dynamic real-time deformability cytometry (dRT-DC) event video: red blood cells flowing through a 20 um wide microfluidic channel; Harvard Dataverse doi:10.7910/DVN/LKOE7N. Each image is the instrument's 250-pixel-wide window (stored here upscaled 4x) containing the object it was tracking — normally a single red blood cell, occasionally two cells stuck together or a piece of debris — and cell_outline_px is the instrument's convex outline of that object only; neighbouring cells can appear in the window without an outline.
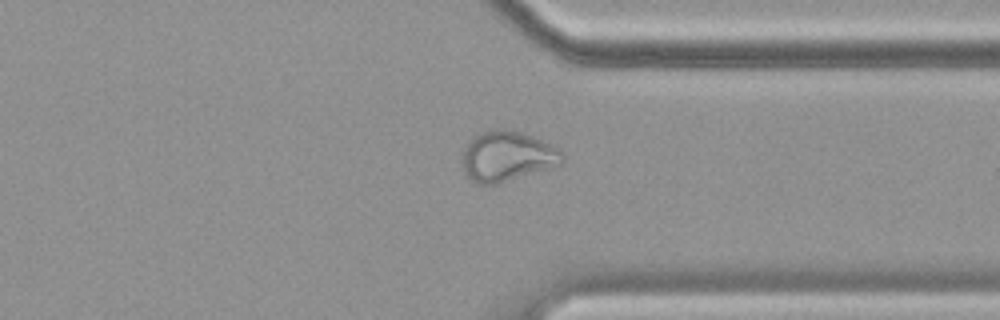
{"species": "common noctule bat (a hibernating species)", "species_latin": "Nyctalus noctula", "temperature_condition": "cold", "stored_images_in_passage": 42, "camera_frame_rate_fps": 3000, "um_per_image_px": 0.085, "animal": {"sex": "female", "body_mass_g": 19.9}, "frame": {"image": 1, "passage_image": 36, "time_ms": 11.667, "image_size_px": [1000, 320], "cell_outline_px": [[564, 160], [560, 164], [496, 184], [476, 184], [468, 180], [464, 172], [464, 148], [480, 132], [500, 128], [504, 128], [520, 132], [532, 136], [564, 152]], "centroid_in_image_um": [43.09, 13.29], "position_along_channel_um": 368.3, "area_um2": 28.73}, "authors_computed_cell_mechanics": {"area_um2": 25.2875, "velocity_mm_per_s": 3.5049, "shape_relaxation_time_tau1_ms": null, "shape_relaxation_time_tau2_ms": 1.6575, "deformation_change_tau1": null, "deformation_change_tau2": 0.0836}}